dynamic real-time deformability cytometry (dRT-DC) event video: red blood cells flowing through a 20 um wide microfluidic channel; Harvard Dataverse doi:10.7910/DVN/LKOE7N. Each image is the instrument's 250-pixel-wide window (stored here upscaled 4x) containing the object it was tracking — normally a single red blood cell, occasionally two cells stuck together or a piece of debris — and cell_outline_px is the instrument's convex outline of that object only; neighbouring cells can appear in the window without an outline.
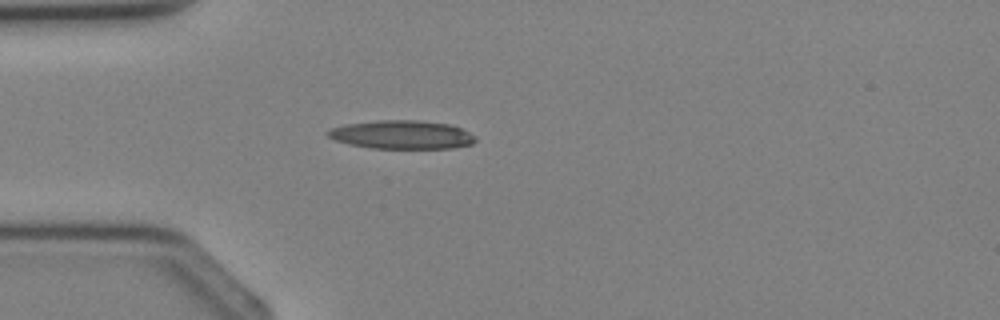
{"species": "Egyptian fruit bat (a non-hibernating species)", "species_latin": "Rousettus aegyptiacus", "temperature_condition": "cold", "stored_images_in_passage": 1, "camera_frame_rate_fps": 3000, "um_per_image_px": 0.085, "animal": {"sex": "female"}, "frame": {"image": 1, "passage_image": 1, "time_ms": 0.0, "image_size_px": [1000, 320], "cell_outline_px": [[476, 140], [472, 144], [452, 148], [372, 148], [348, 144], [336, 140], [328, 136], [324, 132], [328, 128], [344, 124], [376, 120], [420, 120], [452, 124], [476, 136]], "centroid_in_image_um": [34.13, 11.43], "position_along_channel_um": 50.9, "area_um2": 24.8}}